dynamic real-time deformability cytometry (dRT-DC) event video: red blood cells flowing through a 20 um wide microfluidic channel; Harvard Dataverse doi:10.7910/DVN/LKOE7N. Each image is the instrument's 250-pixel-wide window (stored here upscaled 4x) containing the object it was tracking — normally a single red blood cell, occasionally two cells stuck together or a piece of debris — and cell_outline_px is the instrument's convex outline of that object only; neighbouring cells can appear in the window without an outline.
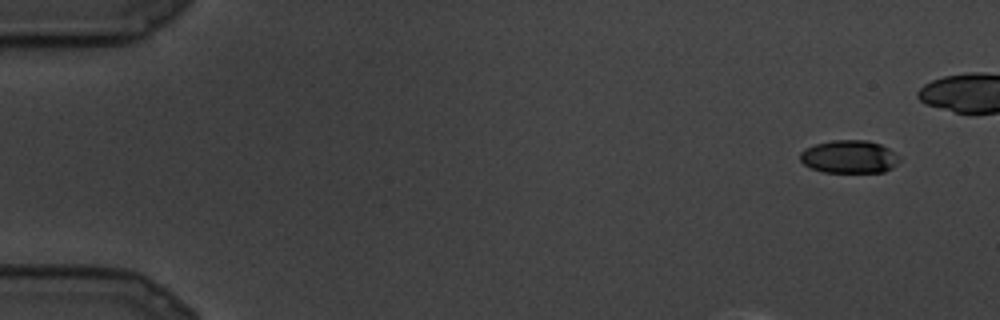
{"species": "common noctule bat (a hibernating species)", "species_latin": "Nyctalus noctula", "temperature_condition": "cold", "stored_images_in_passage": 27, "camera_frame_rate_fps": 3000, "um_per_image_px": 0.085, "animal": {"sex": "male", "body_mass_g": 19.5, "forearm_length_mm": 54.6}, "frame": {"image": 1, "passage_image": 1, "time_ms": 0.0, "image_size_px": [1000, 320], "cell_outline_px": [[900, 160], [892, 168], [884, 172], [824, 172], [812, 168], [804, 164], [800, 160], [800, 152], [804, 148], [816, 144], [832, 140], [868, 140], [880, 144], [888, 148], [900, 156]], "centroid_in_image_um": [72.19, 13.32], "position_along_channel_um": 12.8, "area_um2": 19.13}}
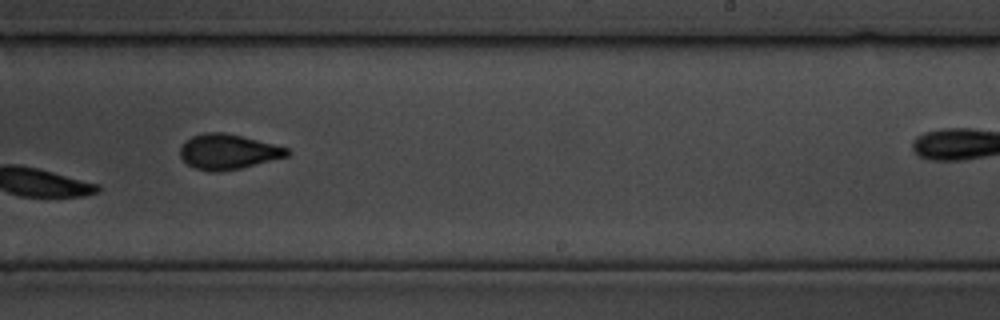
{"frame": {"image": 2, "passage_image": 16, "time_ms": 5.0, "image_size_px": [1000, 320], "cell_outline_px": [[292, 152], [288, 156], [240, 168], [216, 172], [212, 172], [196, 168], [188, 164], [180, 156], [180, 148], [192, 136], [204, 132], [224, 132], [288, 148]], "centroid_in_image_um": [19.38, 12.9], "position_along_channel_um": 269.6, "area_um2": 21.5}}